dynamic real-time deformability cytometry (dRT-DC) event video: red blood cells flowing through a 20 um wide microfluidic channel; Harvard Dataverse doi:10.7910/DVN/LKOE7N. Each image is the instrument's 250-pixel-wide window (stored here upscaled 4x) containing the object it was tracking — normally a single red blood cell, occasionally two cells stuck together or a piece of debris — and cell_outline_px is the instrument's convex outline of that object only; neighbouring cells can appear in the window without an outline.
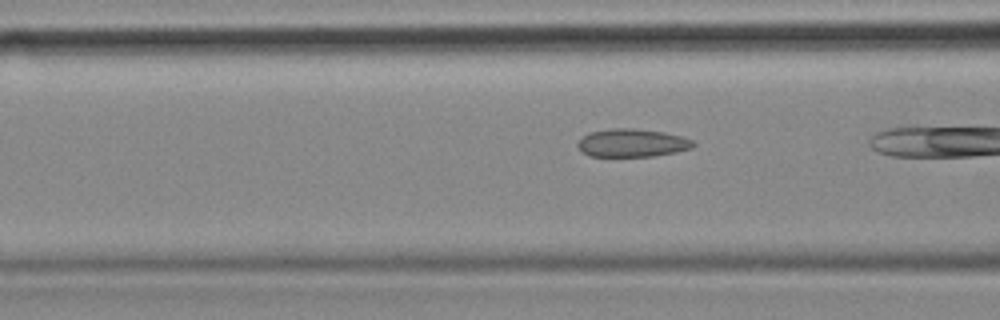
{"species": "common noctule bat (a hibernating species)", "species_latin": "Nyctalus noctula", "temperature_condition": "cold", "stored_images_in_passage": 14, "camera_frame_rate_fps": 3000, "um_per_image_px": 0.085, "animal": {"sex": "female", "body_mass_g": 18.4}, "frame": {"image": 1, "passage_image": 8, "time_ms": 2.333, "image_size_px": [1000, 320], "cell_outline_px": [[696, 144], [692, 148], [676, 152], [652, 156], [588, 156], [576, 144], [588, 132], [612, 128], [636, 128], [664, 132], [680, 136], [692, 140]], "centroid_in_image_um": [53.74, 12.14], "position_along_channel_um": 112.9, "area_um2": 18.84}}